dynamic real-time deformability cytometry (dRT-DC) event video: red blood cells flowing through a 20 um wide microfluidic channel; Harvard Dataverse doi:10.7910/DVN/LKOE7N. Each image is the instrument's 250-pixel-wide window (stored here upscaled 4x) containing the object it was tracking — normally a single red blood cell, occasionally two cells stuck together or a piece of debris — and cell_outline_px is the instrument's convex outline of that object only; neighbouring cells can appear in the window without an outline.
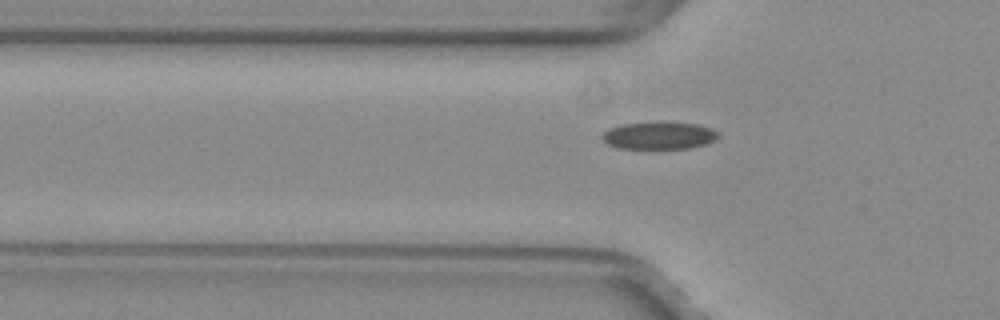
{"species": "common noctule bat (a hibernating species)", "species_latin": "Nyctalus noctula", "temperature_condition": "warm", "stored_images_in_passage": 34, "camera_frame_rate_fps": 3000, "um_per_image_px": 0.085, "animal": {"sex": "female", "body_mass_g": 29.2, "forearm_length_mm": 56.3}, "frame": {"image": 1, "passage_image": 3, "time_ms": 0.667, "image_size_px": [1000, 320], "cell_outline_px": [[720, 136], [716, 140], [708, 144], [692, 148], [620, 148], [608, 144], [600, 136], [608, 128], [620, 124], [664, 120], [700, 124], [712, 128], [720, 132]], "centroid_in_image_um": [56.09, 11.48], "position_along_channel_um": 69.7, "area_um2": 19.31}}
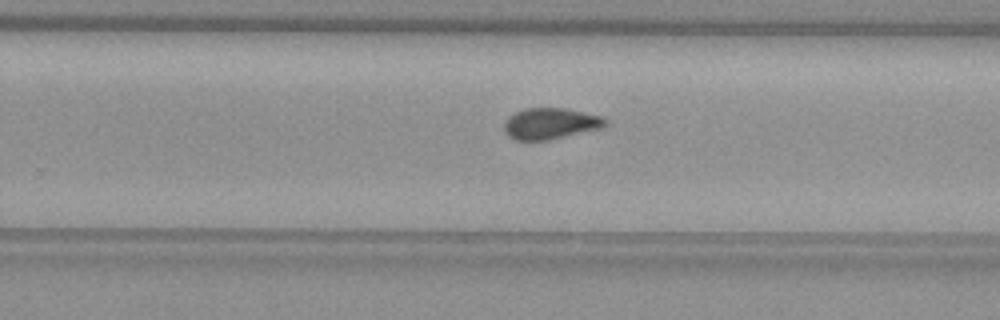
{"frame": {"image": 2, "passage_image": 19, "time_ms": 6.0, "image_size_px": [1000, 320], "cell_outline_px": [[608, 124], [604, 128], [548, 140], [516, 140], [508, 136], [504, 128], [504, 120], [508, 116], [524, 108], [564, 108], [604, 116], [608, 120]], "centroid_in_image_um": [46.83, 10.5], "position_along_channel_um": 283.0, "area_um2": 18.67}}
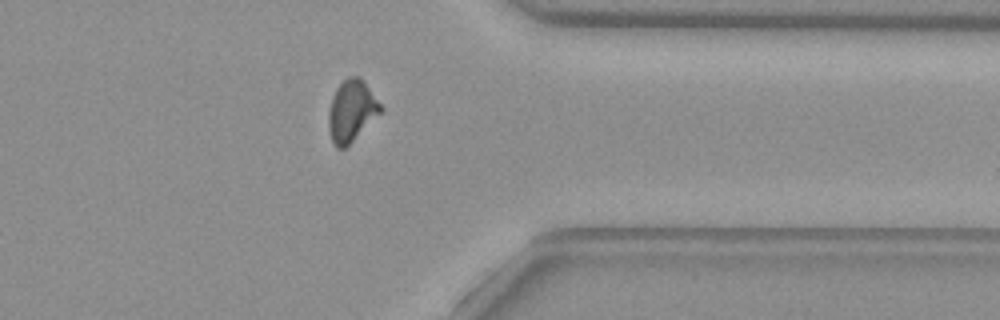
{"frame": {"image": 3, "passage_image": 27, "time_ms": 8.667, "image_size_px": [1000, 320], "cell_outline_px": [[384, 108], [344, 148], [336, 148], [332, 140], [328, 128], [328, 112], [332, 96], [336, 88], [348, 76], [360, 76], [364, 80]], "centroid_in_image_um": [29.86, 9.37], "position_along_channel_um": 381.5, "area_um2": 18.38}}